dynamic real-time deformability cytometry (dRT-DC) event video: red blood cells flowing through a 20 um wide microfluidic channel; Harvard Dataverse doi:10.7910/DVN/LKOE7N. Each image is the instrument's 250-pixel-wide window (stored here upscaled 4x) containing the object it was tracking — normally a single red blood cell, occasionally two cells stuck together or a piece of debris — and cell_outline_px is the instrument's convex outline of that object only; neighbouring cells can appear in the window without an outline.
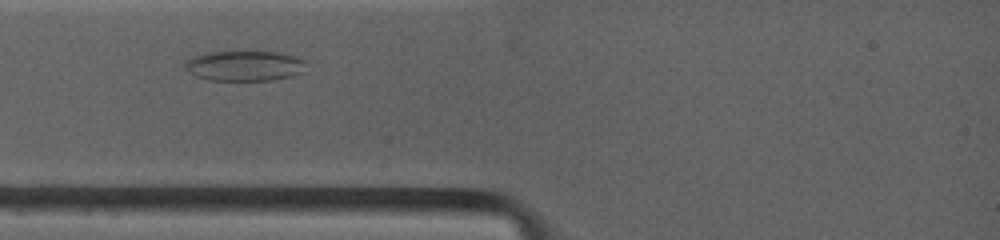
{"species": "common noctule bat (a hibernating species)", "species_latin": "Nyctalus noctula", "temperature_condition": "warm", "stored_images_in_passage": 3, "camera_frame_rate_fps": 4500, "um_per_image_px": 0.085, "animal": {"sex": "female", "body_mass_g": 19.0, "forearm_length_mm": 53.3}, "frame": {"image": 1, "passage_image": 1, "time_ms": 0.0, "image_size_px": [1000, 240], "cell_outline_px": [[304, 72], [292, 76], [268, 80], [212, 80], [196, 76], [184, 64], [184, 60], [192, 56], [204, 52], [280, 52], [296, 56], [304, 60]], "centroid_in_image_um": [20.79, 5.58], "position_along_channel_um": 64.2, "area_um2": 21.21}}